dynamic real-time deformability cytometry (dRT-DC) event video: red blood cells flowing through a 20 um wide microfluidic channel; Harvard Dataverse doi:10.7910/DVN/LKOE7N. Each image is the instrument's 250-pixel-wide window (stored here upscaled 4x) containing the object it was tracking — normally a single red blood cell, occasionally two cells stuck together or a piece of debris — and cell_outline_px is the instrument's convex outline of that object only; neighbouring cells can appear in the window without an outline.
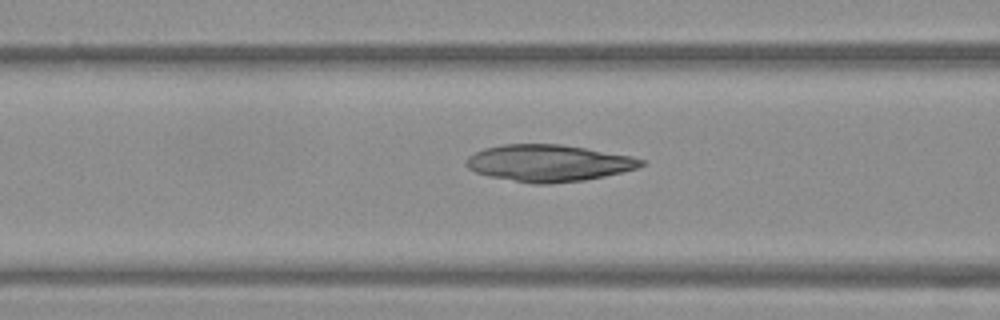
{"species": "Egyptian fruit bat (a non-hibernating species)", "species_latin": "Rousettus aegyptiacus", "temperature_condition": "warm", "stored_images_in_passage": 33, "camera_frame_rate_fps": 3000, "um_per_image_px": 0.085, "frame": {"image": 1, "passage_image": 5, "time_ms": 1.333, "image_size_px": [1000, 320], "cell_outline_px": [[644, 164], [636, 168], [604, 176], [584, 180], [548, 184], [532, 184], [488, 176], [476, 172], [468, 168], [464, 164], [464, 160], [468, 156], [484, 148], [504, 144], [560, 144], [632, 156], [644, 160]], "centroid_in_image_um": [46.58, 13.86], "position_along_channel_um": 120.0, "area_um2": 37.4}}
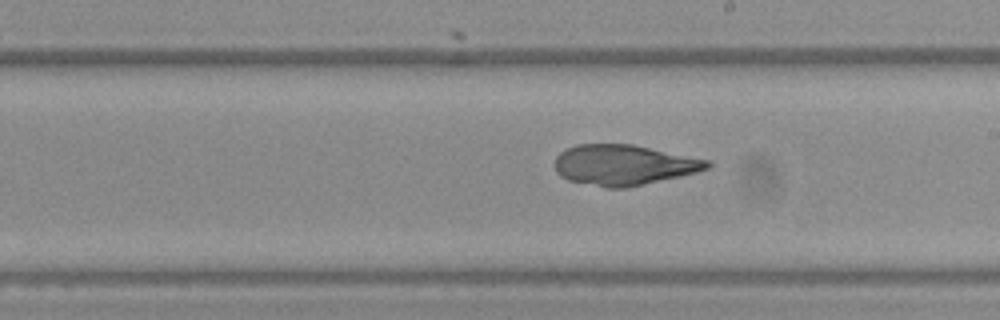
{"frame": {"image": 2, "passage_image": 14, "time_ms": 4.333, "image_size_px": [1000, 320], "cell_outline_px": [[712, 164], [708, 168], [696, 172], [680, 176], [624, 188], [604, 188], [568, 180], [560, 176], [556, 172], [552, 164], [556, 156], [560, 152], [576, 144], [632, 144], [708, 160]], "centroid_in_image_um": [52.94, 14.02], "position_along_channel_um": 236.1, "area_um2": 35.89}}
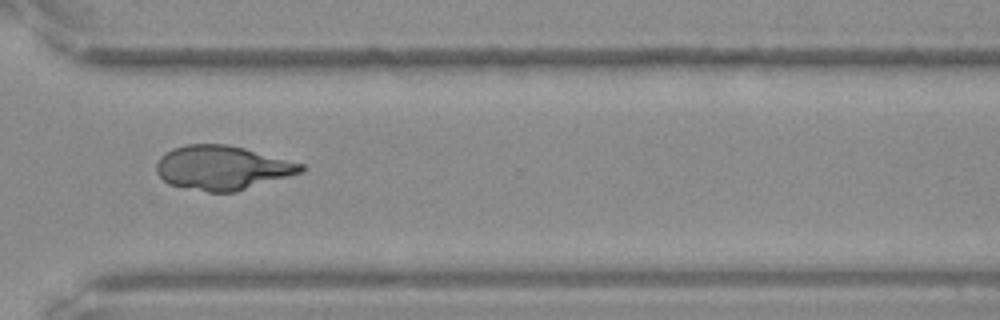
{"frame": {"image": 3, "passage_image": 23, "time_ms": 7.333, "image_size_px": [1000, 320], "cell_outline_px": [[304, 168], [300, 172], [236, 192], [208, 192], [184, 188], [168, 184], [156, 172], [156, 164], [160, 156], [164, 152], [172, 148], [184, 144], [228, 144], [244, 148], [304, 164]], "centroid_in_image_um": [18.82, 14.25], "position_along_channel_um": 351.8, "area_um2": 37.11}}